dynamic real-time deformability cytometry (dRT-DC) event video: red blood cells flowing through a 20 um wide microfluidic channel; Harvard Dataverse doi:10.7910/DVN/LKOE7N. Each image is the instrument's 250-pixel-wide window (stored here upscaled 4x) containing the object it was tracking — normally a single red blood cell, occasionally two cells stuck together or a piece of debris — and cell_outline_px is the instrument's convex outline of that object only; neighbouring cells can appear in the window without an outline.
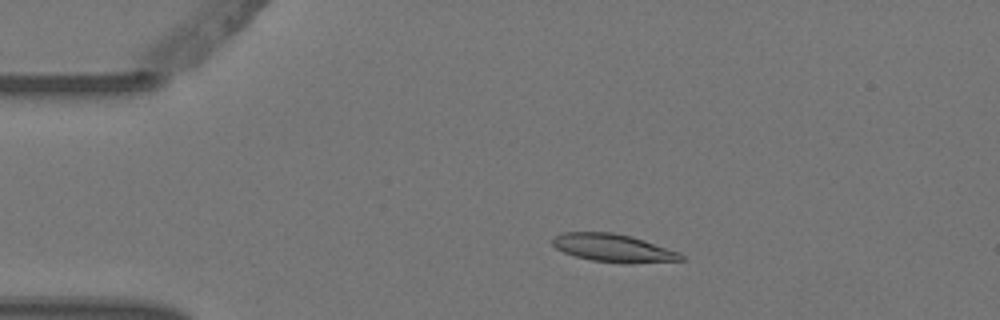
{"species": "Egyptian fruit bat (a non-hibernating species)", "species_latin": "Rousettus aegyptiacus", "temperature_condition": "warm", "stored_images_in_passage": 6, "camera_frame_rate_fps": 3000, "um_per_image_px": 0.085, "animal": {"sex": "female"}, "frame": {"image": 1, "passage_image": 3, "time_ms": 0.667, "image_size_px": [1000, 320], "cell_outline_px": [[688, 260], [628, 264], [624, 264], [592, 260], [576, 256], [564, 252], [556, 248], [552, 244], [552, 236], [564, 232], [612, 232], [632, 236], [680, 252]], "centroid_in_image_um": [52.17, 21.09], "position_along_channel_um": 32.8, "area_um2": 21.21}}
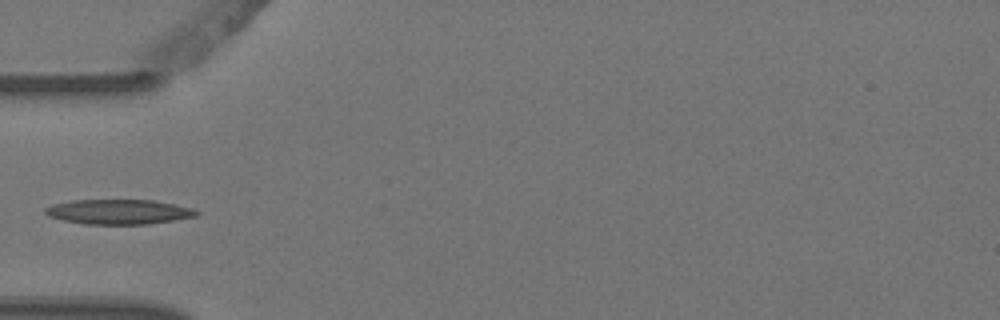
{"frame": {"image": 2, "passage_image": 5, "time_ms": 1.333, "image_size_px": [1000, 320], "cell_outline_px": [[200, 212], [196, 216], [148, 224], [88, 224], [64, 220], [48, 216], [44, 212], [44, 208], [56, 204], [72, 200], [152, 200], [176, 204], [192, 208]], "centroid_in_image_um": [10.11, 18.0], "position_along_channel_um": 74.9, "area_um2": 21.68}}
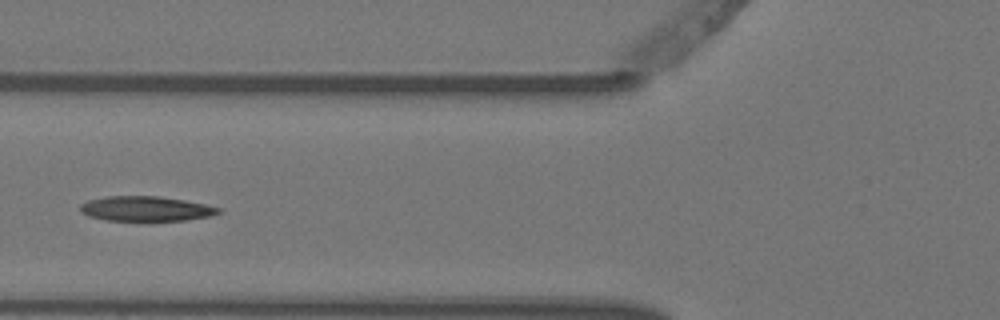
{"frame": {"image": 3, "passage_image": 6, "time_ms": 1.667, "image_size_px": [1000, 320], "cell_outline_px": [[224, 208], [220, 212], [212, 216], [184, 220], [104, 220], [88, 216], [80, 212], [80, 204], [88, 200], [108, 196], [160, 196], [184, 200]], "centroid_in_image_um": [12.4, 17.73], "position_along_channel_um": 113.4, "area_um2": 20.06}}